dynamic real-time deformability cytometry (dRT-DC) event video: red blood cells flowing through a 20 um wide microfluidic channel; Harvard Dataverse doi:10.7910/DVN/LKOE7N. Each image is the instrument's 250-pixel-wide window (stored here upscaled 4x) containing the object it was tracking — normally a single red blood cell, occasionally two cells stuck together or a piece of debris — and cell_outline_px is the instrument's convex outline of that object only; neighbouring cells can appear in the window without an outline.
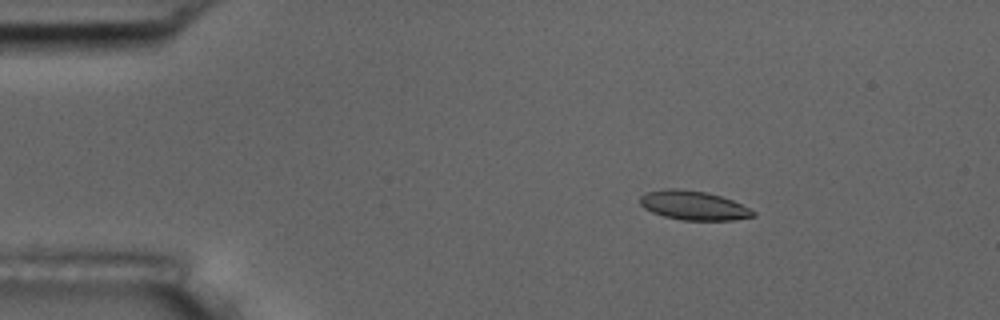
{"species": "common noctule bat (a hibernating species)", "species_latin": "Nyctalus noctula", "temperature_condition": "room temperature", "stored_images_in_passage": 5, "camera_frame_rate_fps": 3000, "um_per_image_px": 0.085, "animal": {"sex": "male", "body_mass_g": 17.5, "forearm_length_mm": 52.3}, "frame": {"image": 1, "passage_image": 3, "time_ms": 2.333, "image_size_px": [1000, 320], "cell_outline_px": [[756, 216], [732, 220], [684, 220], [664, 216], [652, 212], [644, 208], [640, 204], [640, 196], [644, 192], [664, 188], [676, 188], [708, 192], [732, 200], [756, 212]], "centroid_in_image_um": [58.92, 17.45], "position_along_channel_um": 26.1, "area_um2": 19.25}}